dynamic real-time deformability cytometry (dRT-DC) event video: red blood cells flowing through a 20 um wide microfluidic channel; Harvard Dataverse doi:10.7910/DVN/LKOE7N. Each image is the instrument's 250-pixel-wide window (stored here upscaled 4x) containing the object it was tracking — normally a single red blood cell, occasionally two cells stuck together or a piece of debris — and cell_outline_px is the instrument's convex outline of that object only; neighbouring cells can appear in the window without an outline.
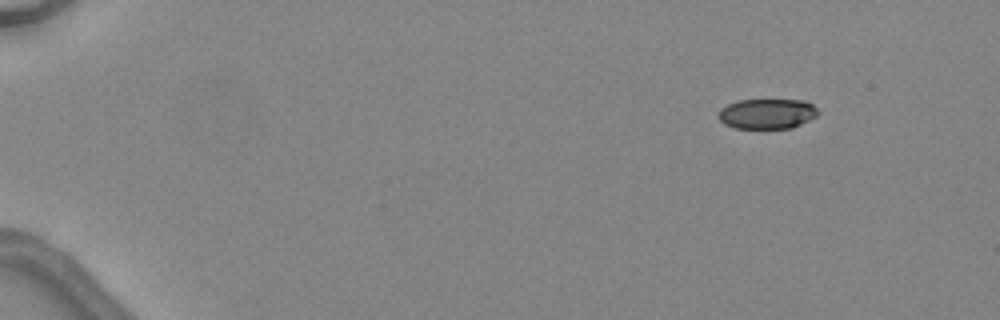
{"species": "common noctule bat (a hibernating species)", "species_latin": "Nyctalus noctula", "temperature_condition": "warm", "stored_images_in_passage": 4, "camera_frame_rate_fps": 3000, "um_per_image_px": 0.085, "animal": {"sex": "female", "body_mass_g": 24.6, "forearm_length_mm": 56.2}, "frame": {"image": 1, "passage_image": 1, "time_ms": 0.0, "image_size_px": [1000, 320], "cell_outline_px": [[820, 112], [816, 116], [792, 128], [736, 128], [724, 124], [716, 116], [720, 108], [736, 100], [804, 100], [812, 104]], "centroid_in_image_um": [65.17, 9.66], "position_along_channel_um": 19.8, "area_um2": 17.57}}
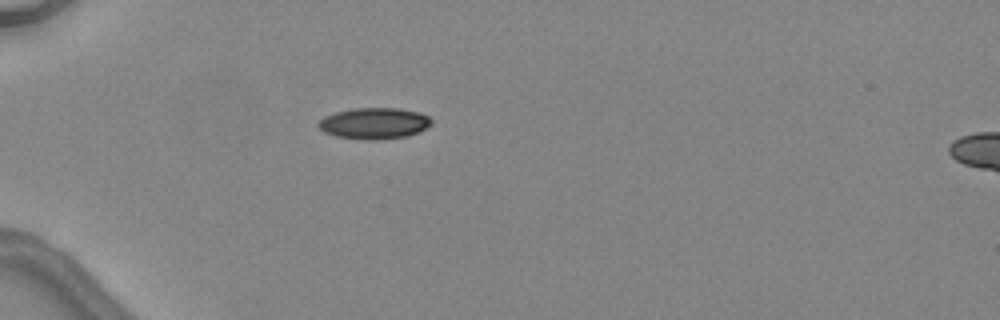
{"frame": {"image": 2, "passage_image": 4, "time_ms": 3.333, "image_size_px": [1000, 320], "cell_outline_px": [[432, 124], [420, 132], [408, 136], [376, 140], [368, 140], [336, 136], [324, 132], [316, 124], [324, 116], [336, 112], [352, 108], [400, 108], [420, 112], [428, 116], [432, 120]], "centroid_in_image_um": [31.83, 10.48], "position_along_channel_um": 53.2, "area_um2": 20.75}}